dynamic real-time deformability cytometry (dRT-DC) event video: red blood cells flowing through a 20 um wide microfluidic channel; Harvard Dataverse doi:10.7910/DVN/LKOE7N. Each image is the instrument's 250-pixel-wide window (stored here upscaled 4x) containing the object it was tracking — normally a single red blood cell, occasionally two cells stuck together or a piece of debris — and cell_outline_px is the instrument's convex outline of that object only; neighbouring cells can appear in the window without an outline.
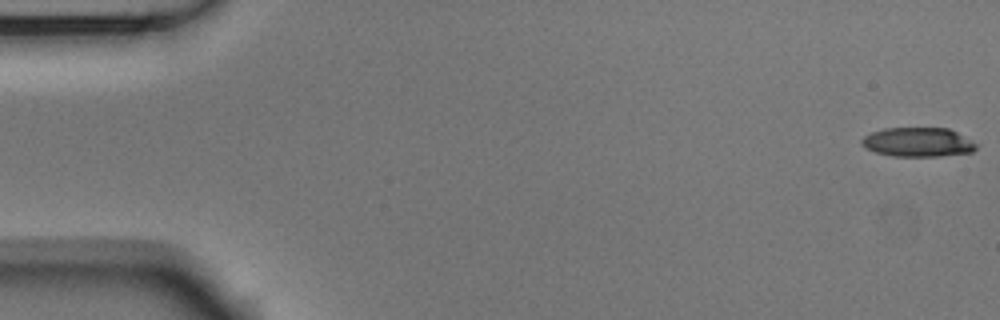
{"species": "Egyptian fruit bat (a non-hibernating species)", "species_latin": "Rousettus aegyptiacus", "temperature_condition": "room temperature", "stored_images_in_passage": 55, "camera_frame_rate_fps": 3000, "um_per_image_px": 0.085, "animal": {"sex": "male"}, "frame": {"image": 1, "passage_image": 1, "time_ms": 0.0, "image_size_px": [1000, 320], "cell_outline_px": [[980, 144], [972, 152], [940, 156], [892, 156], [876, 152], [860, 144], [860, 140], [864, 136], [872, 132], [884, 128], [948, 128]], "centroid_in_image_um": [78.04, 12.08], "position_along_channel_um": 7.0, "area_um2": 19.54}}
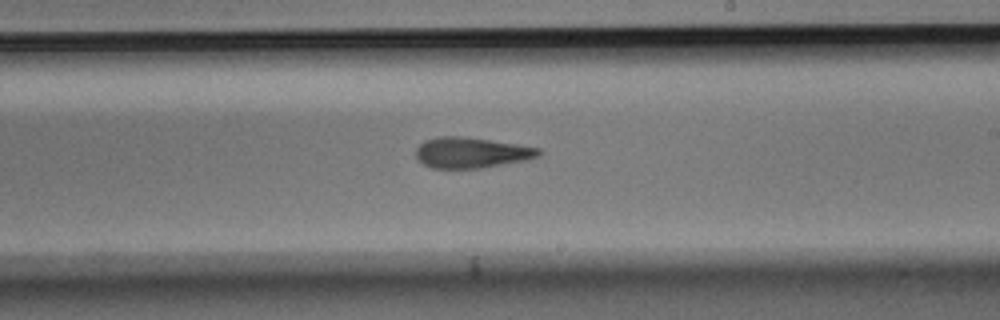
{"frame": {"image": 2, "passage_image": 32, "time_ms": 10.333, "image_size_px": [1000, 320], "cell_outline_px": [[540, 156], [528, 160], [480, 168], [432, 168], [424, 164], [416, 156], [416, 148], [424, 140], [440, 136], [460, 136], [516, 144], [540, 148]], "centroid_in_image_um": [40.07, 12.98], "position_along_channel_um": 248.9, "area_um2": 21.79}}
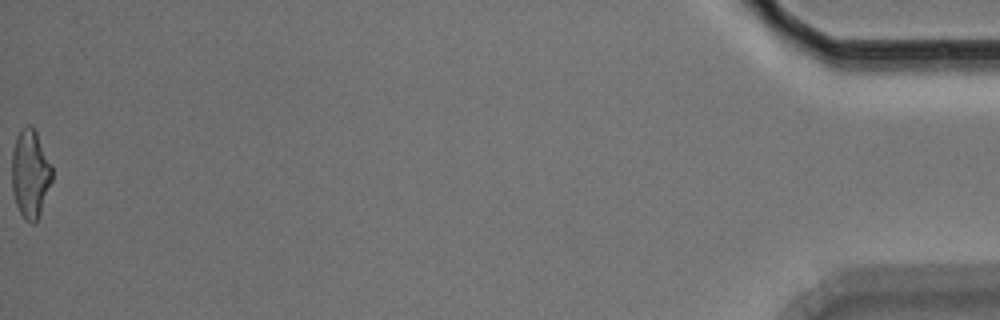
{"frame": {"image": 3, "passage_image": 55, "time_ms": 18.0, "image_size_px": [1000, 320], "cell_outline_px": [[52, 180], [36, 224], [32, 224], [24, 220], [16, 204], [12, 192], [12, 152], [16, 136], [28, 124], [32, 124], [52, 164]], "centroid_in_image_um": [2.57, 14.79], "position_along_channel_um": 432.6, "area_um2": 20.81}, "authors_computed_cell_mechanics": {"area_um2": 21.1548, "velocity_mm_per_s": 3.7174, "shape_relaxation_time_tau1_ms": 5.5004, "shape_relaxation_time_tau2_ms": 3.873, "deformation_change_tau1": 0.1992, "deformation_change_tau2": 0.1598}}